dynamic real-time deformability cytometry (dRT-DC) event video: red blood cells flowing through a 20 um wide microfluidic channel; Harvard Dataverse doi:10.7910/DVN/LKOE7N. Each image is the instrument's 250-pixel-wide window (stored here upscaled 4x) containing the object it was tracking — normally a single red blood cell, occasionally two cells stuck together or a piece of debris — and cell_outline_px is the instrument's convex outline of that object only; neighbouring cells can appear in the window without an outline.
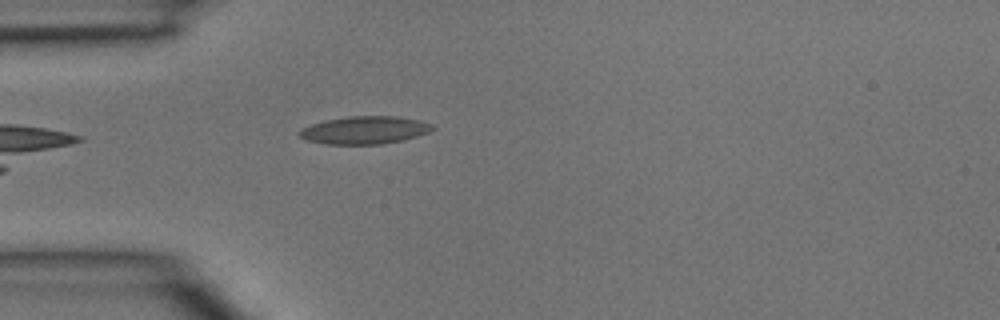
{"species": "common noctule bat (a hibernating species)", "species_latin": "Nyctalus noctula", "temperature_condition": "room temperature", "stored_images_in_passage": 5, "camera_frame_rate_fps": 3000, "um_per_image_px": 0.085, "animal": {"sex": "male", "body_mass_g": 15.6}, "frame": {"image": 1, "passage_image": 5, "time_ms": 1.333, "image_size_px": [1000, 320], "cell_outline_px": [[436, 128], [428, 132], [404, 140], [380, 144], [324, 144], [308, 140], [300, 136], [296, 132], [312, 124], [324, 120], [348, 116], [396, 116], [420, 120], [432, 124]], "centroid_in_image_um": [31.01, 11.05], "position_along_channel_um": 54.0, "area_um2": 21.5}}